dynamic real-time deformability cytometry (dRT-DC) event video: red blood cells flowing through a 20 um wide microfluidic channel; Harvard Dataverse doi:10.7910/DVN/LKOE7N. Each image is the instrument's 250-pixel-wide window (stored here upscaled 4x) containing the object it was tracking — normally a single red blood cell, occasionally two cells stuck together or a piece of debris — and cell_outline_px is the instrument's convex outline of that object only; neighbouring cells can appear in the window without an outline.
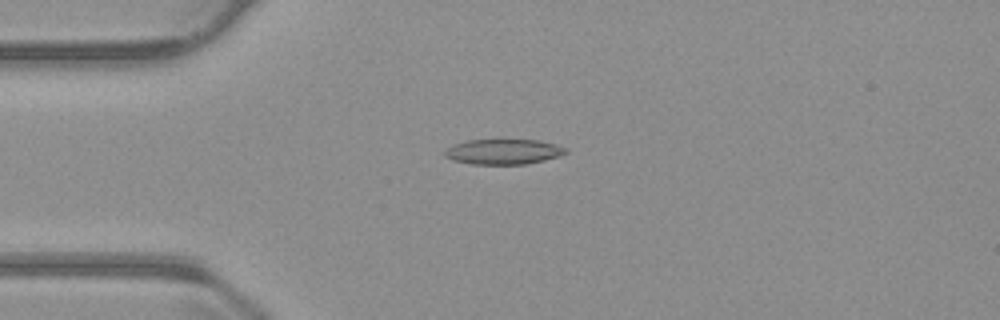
{"species": "common noctule bat (a hibernating species)", "species_latin": "Nyctalus noctula", "temperature_condition": "warm", "stored_images_in_passage": 53, "camera_frame_rate_fps": 3000, "um_per_image_px": 0.085, "animal": {"sex": "male", "body_mass_g": 23.1, "forearm_length_mm": 52.7}, "frame": {"image": 1, "passage_image": 12, "time_ms": 3.667, "image_size_px": [1000, 320], "cell_outline_px": [[568, 152], [560, 156], [544, 160], [524, 164], [472, 164], [452, 160], [444, 156], [444, 152], [448, 148], [456, 144], [468, 140], [540, 140], [556, 144], [568, 148]], "centroid_in_image_um": [42.83, 12.89], "position_along_channel_um": 42.2, "area_um2": 17.74}}
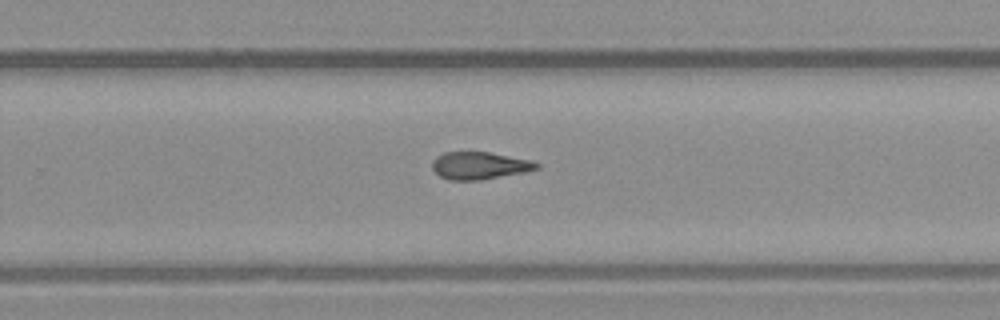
{"frame": {"image": 2, "passage_image": 33, "time_ms": 10.667, "image_size_px": [1000, 320], "cell_outline_px": [[540, 168], [524, 172], [480, 180], [448, 180], [440, 176], [432, 168], [432, 160], [436, 156], [444, 152], [488, 152], [532, 160], [540, 164]], "centroid_in_image_um": [40.75, 14.07], "position_along_channel_um": 289.0, "area_um2": 16.7}}
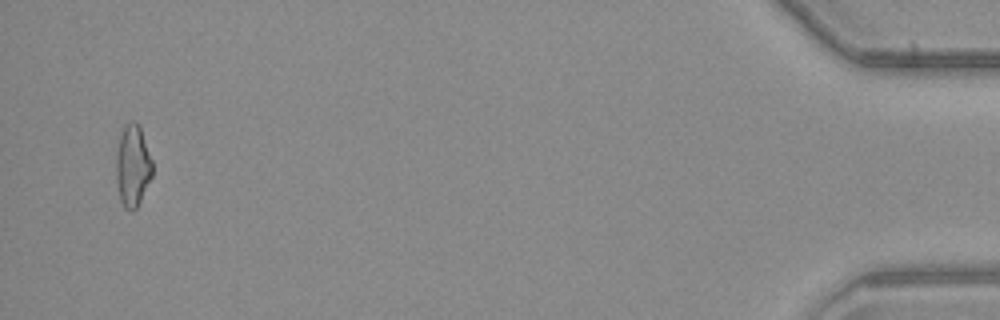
{"frame": {"image": 3, "passage_image": 51, "time_ms": 16.667, "image_size_px": [1000, 320], "cell_outline_px": [[152, 176], [136, 208], [132, 212], [124, 208], [120, 200], [116, 184], [116, 156], [120, 136], [124, 124], [132, 120], [136, 120], [140, 128], [152, 160]], "centroid_in_image_um": [11.26, 14.1], "position_along_channel_um": 423.9, "area_um2": 17.28}, "authors_computed_cell_mechanics": {"area_um2": 17.34, "velocity_mm_per_s": 3.8049, "shape_relaxation_time_tau1_ms": null, "shape_relaxation_time_tau2_ms": 6.8592, "deformation_change_tau1": null, "deformation_change_tau2": 0.1873}}